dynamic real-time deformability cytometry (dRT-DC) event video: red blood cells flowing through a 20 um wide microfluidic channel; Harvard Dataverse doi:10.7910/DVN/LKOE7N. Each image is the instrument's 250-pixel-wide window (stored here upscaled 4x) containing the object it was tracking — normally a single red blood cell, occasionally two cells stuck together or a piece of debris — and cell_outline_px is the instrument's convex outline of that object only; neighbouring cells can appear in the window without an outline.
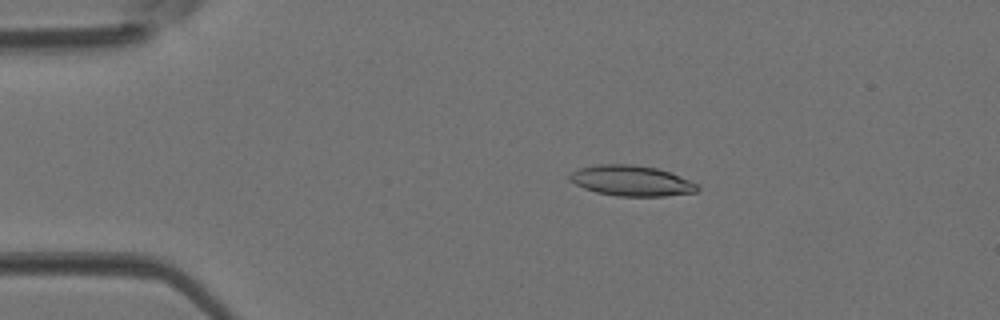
{"species": "Egyptian fruit bat (a non-hibernating species)", "species_latin": "Rousettus aegyptiacus", "temperature_condition": "room temperature", "stored_images_in_passage": 11, "camera_frame_rate_fps": 3000, "um_per_image_px": 0.085, "animal": {"sex": "female"}, "frame": {"image": 1, "passage_image": 4, "time_ms": 1.0, "image_size_px": [1000, 320], "cell_outline_px": [[700, 188], [696, 192], [664, 196], [616, 196], [596, 192], [584, 188], [568, 180], [568, 176], [572, 172], [580, 168], [596, 164], [632, 164], [656, 168], [668, 172], [688, 180], [696, 184]], "centroid_in_image_um": [53.63, 15.36], "position_along_channel_um": 31.4, "area_um2": 22.54}}
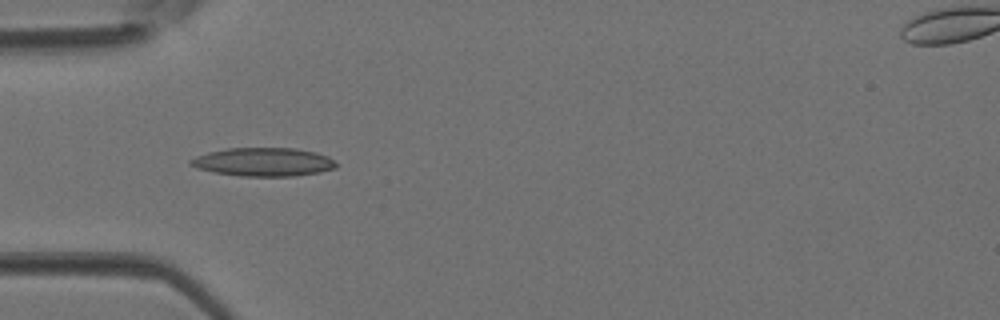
{"frame": {"image": 2, "passage_image": 9, "time_ms": 2.667, "image_size_px": [1000, 320], "cell_outline_px": [[336, 168], [320, 172], [296, 176], [240, 176], [216, 172], [196, 168], [188, 164], [188, 160], [196, 156], [208, 152], [228, 148], [296, 148], [316, 152], [328, 156], [336, 164]], "centroid_in_image_um": [22.38, 13.76], "position_along_channel_um": 62.6, "area_um2": 24.22}}